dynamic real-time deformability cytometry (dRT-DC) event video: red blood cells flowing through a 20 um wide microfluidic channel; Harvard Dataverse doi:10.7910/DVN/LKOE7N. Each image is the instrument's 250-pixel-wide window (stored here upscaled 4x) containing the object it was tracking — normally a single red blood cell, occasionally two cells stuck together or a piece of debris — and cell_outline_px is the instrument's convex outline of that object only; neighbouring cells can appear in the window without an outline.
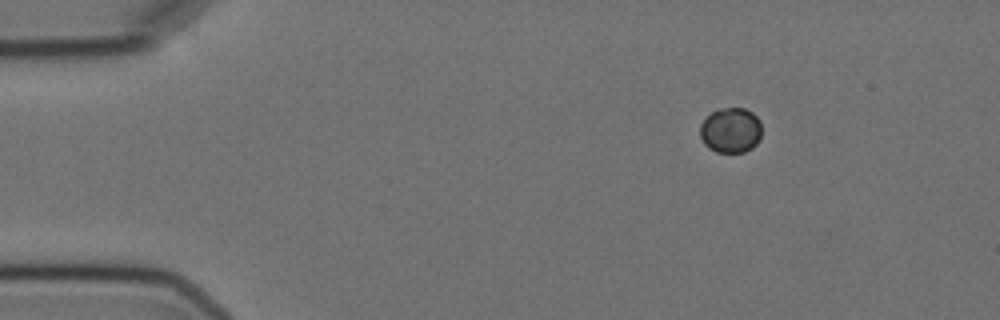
{"species": "Egyptian fruit bat (a non-hibernating species)", "species_latin": "Rousettus aegyptiacus", "temperature_condition": "cold", "stored_images_in_passage": 4, "camera_frame_rate_fps": 3000, "um_per_image_px": 0.085, "animal": {"sex": "female"}, "frame": {"image": 1, "passage_image": 1, "time_ms": 0.0, "image_size_px": [1000, 320], "cell_outline_px": [[760, 136], [756, 144], [752, 148], [744, 152], [716, 152], [708, 148], [704, 144], [700, 136], [700, 124], [712, 112], [720, 108], [744, 108], [752, 112], [760, 120]], "centroid_in_image_um": [62.1, 11.08], "position_along_channel_um": 22.9, "area_um2": 16.24}}
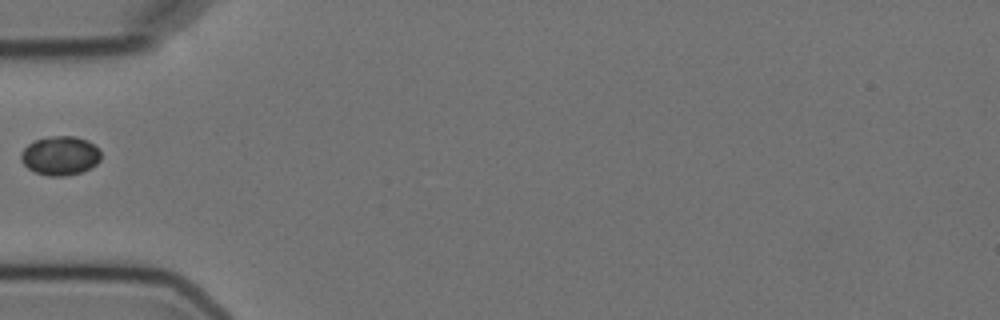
{"frame": {"image": 2, "passage_image": 4, "time_ms": 3.667, "image_size_px": [1000, 320], "cell_outline_px": [[100, 160], [96, 164], [80, 172], [64, 176], [48, 176], [36, 172], [28, 168], [20, 160], [20, 152], [28, 144], [36, 140], [48, 136], [76, 136], [88, 140], [100, 152]], "centroid_in_image_um": [5.08, 13.22], "position_along_channel_um": 79.9, "area_um2": 18.09}}